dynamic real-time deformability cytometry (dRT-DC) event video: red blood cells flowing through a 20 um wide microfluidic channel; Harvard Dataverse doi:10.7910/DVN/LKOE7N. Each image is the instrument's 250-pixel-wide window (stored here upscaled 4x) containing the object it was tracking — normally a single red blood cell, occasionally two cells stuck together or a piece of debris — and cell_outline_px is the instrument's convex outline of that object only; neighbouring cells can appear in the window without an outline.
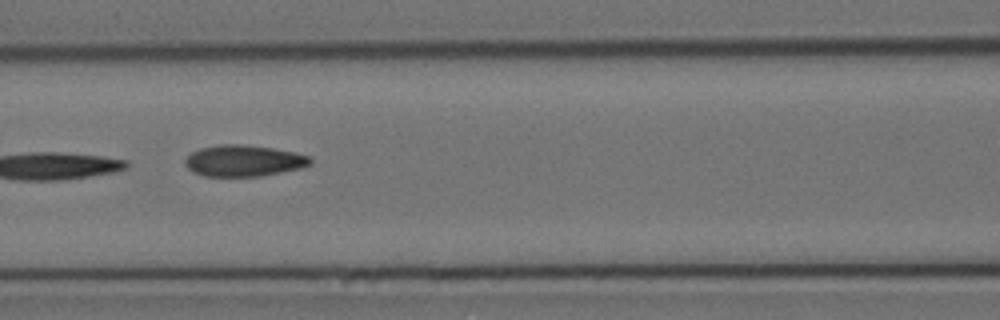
{"species": "Egyptian fruit bat (a non-hibernating species)", "species_latin": "Rousettus aegyptiacus", "temperature_condition": "cold", "stored_images_in_passage": 13, "camera_frame_rate_fps": 3000, "um_per_image_px": 0.085, "animal": {"sex": "female"}, "frame": {"image": 1, "passage_image": 6, "time_ms": 6.667, "image_size_px": [1000, 320], "cell_outline_px": [[312, 164], [300, 168], [260, 176], [204, 176], [192, 172], [184, 164], [184, 160], [192, 152], [200, 148], [220, 144], [240, 144], [272, 148], [296, 152], [308, 156], [312, 160]], "centroid_in_image_um": [20.69, 13.66], "position_along_channel_um": 145.9, "area_um2": 22.83}}
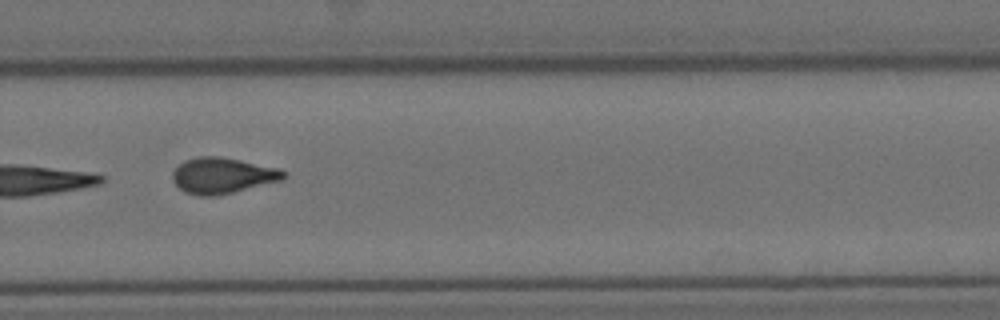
{"frame": {"image": 2, "passage_image": 10, "time_ms": 11.333, "image_size_px": [1000, 320], "cell_outline_px": [[288, 176], [284, 180], [216, 196], [200, 196], [184, 192], [172, 180], [172, 172], [184, 160], [196, 156], [220, 156], [240, 160], [276, 168], [288, 172]], "centroid_in_image_um": [18.92, 14.92], "position_along_channel_um": 310.9, "area_um2": 23.35}}
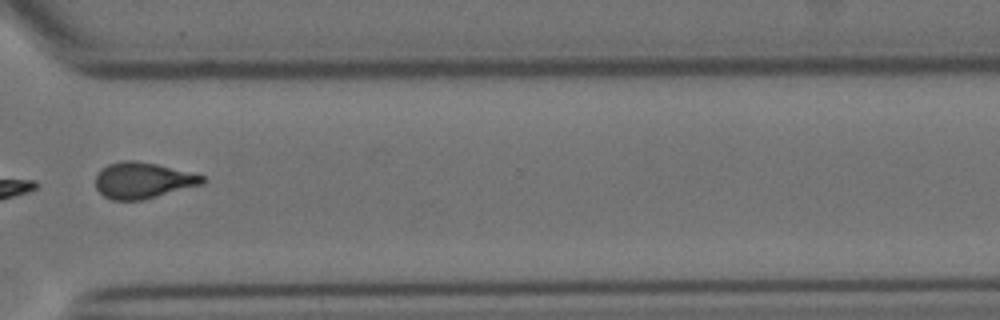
{"frame": {"image": 3, "passage_image": 11, "time_ms": 12.667, "image_size_px": [1000, 320], "cell_outline_px": [[208, 180], [204, 184], [140, 200], [112, 200], [104, 196], [96, 188], [96, 176], [100, 168], [108, 164], [120, 160], [136, 160], [156, 164], [204, 176]], "centroid_in_image_um": [12.12, 15.32], "position_along_channel_um": 358.5, "area_um2": 22.43}, "authors_computed_cell_mechanics": {"area_um2": 22.8888, "velocity_mm_per_s": 3.5572, "shape_relaxation_time_tau1_ms": 5.6925, "shape_relaxation_time_tau2_ms": 2.3706, "deformation_change_tau1": 0.1542, "deformation_change_tau2": 0.0761}}